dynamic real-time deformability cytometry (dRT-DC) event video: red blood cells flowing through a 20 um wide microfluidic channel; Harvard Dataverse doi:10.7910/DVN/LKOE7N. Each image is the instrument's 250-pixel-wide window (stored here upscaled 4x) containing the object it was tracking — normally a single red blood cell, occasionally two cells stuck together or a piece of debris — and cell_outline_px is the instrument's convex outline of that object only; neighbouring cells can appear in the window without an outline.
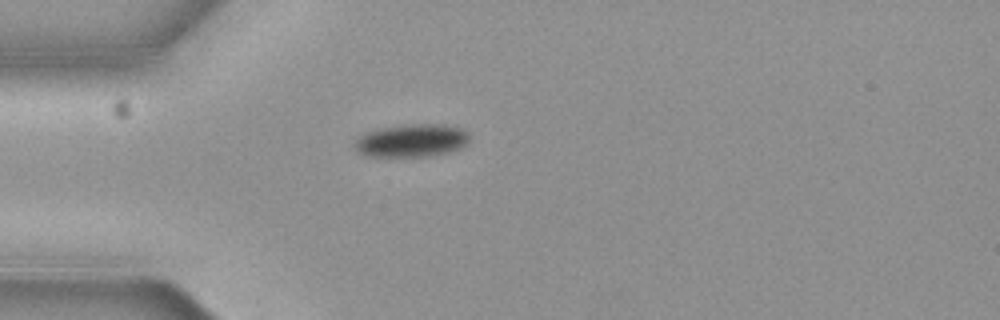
{"species": "common noctule bat (a hibernating species)", "species_latin": "Nyctalus noctula", "temperature_condition": "cold", "stored_images_in_passage": 2, "camera_frame_rate_fps": 3000, "um_per_image_px": 0.085, "animal": {"sex": "female", "body_mass_g": 19.3, "forearm_length_mm": 54.1}, "frame": {"image": 1, "passage_image": 1, "time_ms": 0.0, "image_size_px": [1000, 320], "cell_outline_px": [[468, 140], [460, 148], [444, 152], [420, 156], [372, 156], [360, 152], [356, 148], [356, 140], [364, 132], [376, 128], [404, 124], [444, 124], [464, 128], [468, 132]], "centroid_in_image_um": [34.99, 11.9], "position_along_channel_um": 50.0, "area_um2": 21.73}}